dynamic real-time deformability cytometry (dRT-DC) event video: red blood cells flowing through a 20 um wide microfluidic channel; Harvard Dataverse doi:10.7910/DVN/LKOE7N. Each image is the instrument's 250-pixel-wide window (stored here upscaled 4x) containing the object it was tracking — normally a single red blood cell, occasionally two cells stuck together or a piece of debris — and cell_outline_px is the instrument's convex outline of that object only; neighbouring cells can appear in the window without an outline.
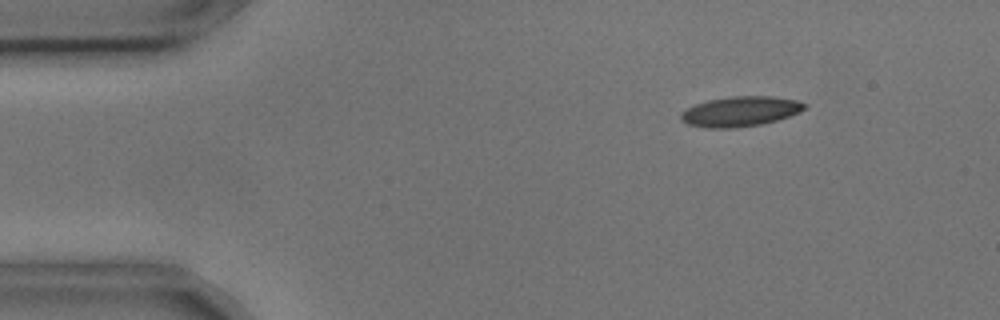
{"species": "common noctule bat (a hibernating species)", "species_latin": "Nyctalus noctula", "temperature_condition": "cold", "stored_images_in_passage": 4, "camera_frame_rate_fps": 3000, "um_per_image_px": 0.085, "animal": {"sex": "male", "body_mass_g": 17.9, "forearm_length_mm": 54.2}, "frame": {"image": 1, "passage_image": 2, "time_ms": 0.333, "image_size_px": [1000, 320], "cell_outline_px": [[808, 104], [800, 112], [776, 120], [760, 124], [736, 128], [708, 128], [688, 124], [680, 120], [680, 112], [696, 104], [708, 100], [728, 96], [772, 96], [796, 100]], "centroid_in_image_um": [62.91, 9.47], "position_along_channel_um": 22.1, "area_um2": 21.62}}